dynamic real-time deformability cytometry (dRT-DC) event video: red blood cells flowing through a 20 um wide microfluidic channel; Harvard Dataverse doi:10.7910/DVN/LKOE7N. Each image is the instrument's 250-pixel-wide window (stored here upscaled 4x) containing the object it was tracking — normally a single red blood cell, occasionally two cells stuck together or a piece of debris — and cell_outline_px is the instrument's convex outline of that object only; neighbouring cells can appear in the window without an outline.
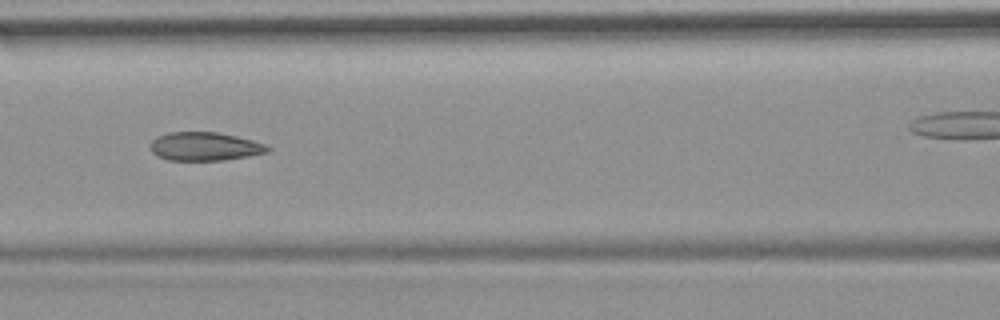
{"species": "common noctule bat (a hibernating species)", "species_latin": "Nyctalus noctula", "temperature_condition": "room temperature", "stored_images_in_passage": 11, "camera_frame_rate_fps": 3000, "um_per_image_px": 0.085, "animal": {"sex": "female", "body_mass_g": 19.9}, "frame": {"image": 1, "passage_image": 8, "time_ms": 9.0, "image_size_px": [1000, 320], "cell_outline_px": [[272, 148], [268, 152], [224, 160], [168, 160], [156, 156], [152, 152], [148, 144], [156, 136], [168, 132], [216, 132], [236, 136], [252, 140], [264, 144]], "centroid_in_image_um": [17.34, 12.44], "position_along_channel_um": 149.3, "area_um2": 19.54}}